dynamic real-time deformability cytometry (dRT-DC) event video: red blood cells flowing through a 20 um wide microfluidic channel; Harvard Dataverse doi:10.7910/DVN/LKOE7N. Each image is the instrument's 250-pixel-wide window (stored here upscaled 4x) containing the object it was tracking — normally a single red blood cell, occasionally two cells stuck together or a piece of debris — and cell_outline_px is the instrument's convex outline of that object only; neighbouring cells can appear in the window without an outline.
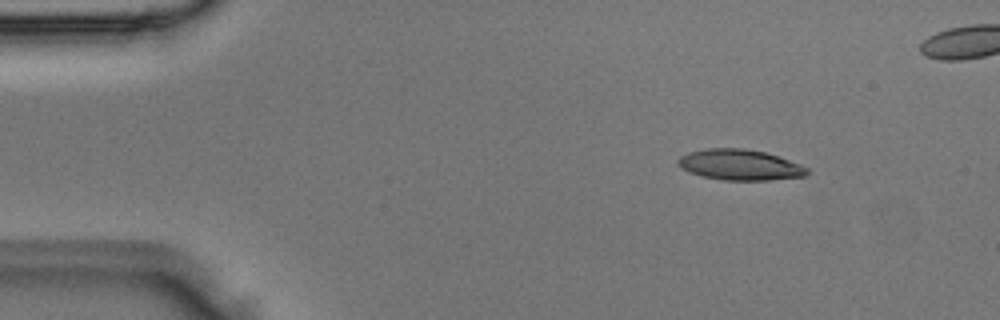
{"species": "Egyptian fruit bat (a non-hibernating species)", "species_latin": "Rousettus aegyptiacus", "temperature_condition": "room temperature", "stored_images_in_passage": 4, "camera_frame_rate_fps": 3000, "um_per_image_px": 0.085, "animal": {"sex": "male"}, "frame": {"image": 1, "passage_image": 1, "time_ms": 0.0, "image_size_px": [1000, 320], "cell_outline_px": [[808, 172], [804, 176], [768, 180], [720, 180], [688, 172], [680, 168], [676, 164], [676, 160], [680, 156], [688, 152], [708, 148], [744, 148], [764, 152], [780, 156], [800, 164], [808, 168]], "centroid_in_image_um": [62.85, 14.0], "position_along_channel_um": 22.2, "area_um2": 23.24}}